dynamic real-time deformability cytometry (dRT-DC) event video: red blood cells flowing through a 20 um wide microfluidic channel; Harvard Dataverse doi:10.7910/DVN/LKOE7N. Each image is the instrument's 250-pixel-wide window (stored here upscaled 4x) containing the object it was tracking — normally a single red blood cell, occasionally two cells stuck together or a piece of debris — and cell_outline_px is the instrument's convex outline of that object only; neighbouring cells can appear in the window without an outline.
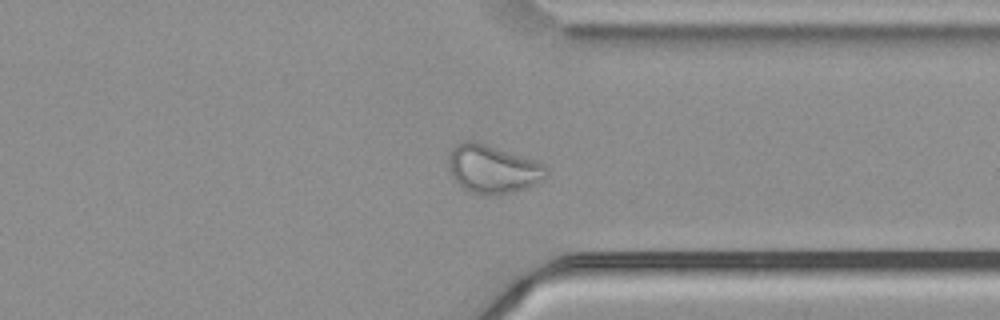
{"species": "common noctule bat (a hibernating species)", "species_latin": "Nyctalus noctula", "temperature_condition": "cold", "stored_images_in_passage": 46, "camera_frame_rate_fps": 3000, "um_per_image_px": 0.085, "animal": {"sex": "male", "body_mass_g": 21.5, "forearm_length_mm": 52.0}, "frame": {"image": 1, "passage_image": 33, "time_ms": 10.667, "image_size_px": [1000, 320], "cell_outline_px": [[548, 176], [544, 180], [524, 188], [500, 196], [484, 196], [472, 192], [464, 188], [452, 176], [448, 168], [448, 156], [452, 148], [456, 144], [464, 140], [476, 140], [536, 160], [544, 164], [548, 168]], "centroid_in_image_um": [41.9, 14.36], "position_along_channel_um": 369.5, "area_um2": 28.09}}
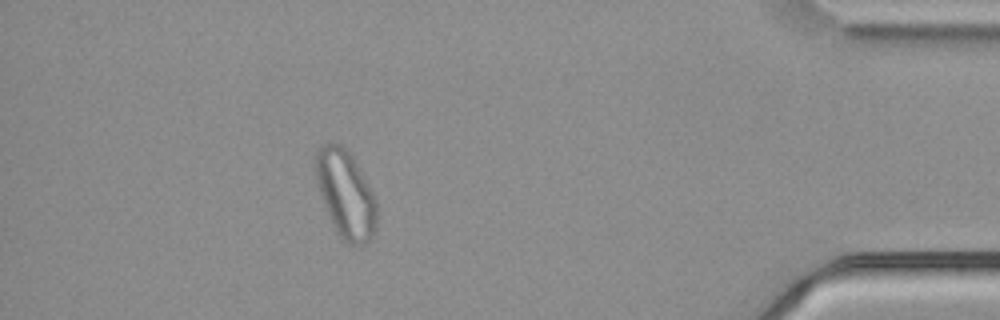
{"frame": {"image": 2, "passage_image": 40, "time_ms": 13.0, "image_size_px": [1000, 320], "cell_outline_px": [[376, 228], [372, 236], [364, 244], [348, 244], [340, 240], [332, 224], [320, 196], [316, 180], [312, 160], [316, 148], [320, 144], [328, 140], [332, 140], [340, 144], [352, 156], [372, 192], [376, 200]], "centroid_in_image_um": [29.3, 16.44], "position_along_channel_um": 405.9, "area_um2": 31.79}, "authors_computed_cell_mechanics": {"area_um2": 28.2064, "velocity_mm_per_s": 3.6771, "shape_relaxation_time_tau1_ms": null, "shape_relaxation_time_tau2_ms": 2.5404, "deformation_change_tau1": null, "deformation_change_tau2": 0.0704}}